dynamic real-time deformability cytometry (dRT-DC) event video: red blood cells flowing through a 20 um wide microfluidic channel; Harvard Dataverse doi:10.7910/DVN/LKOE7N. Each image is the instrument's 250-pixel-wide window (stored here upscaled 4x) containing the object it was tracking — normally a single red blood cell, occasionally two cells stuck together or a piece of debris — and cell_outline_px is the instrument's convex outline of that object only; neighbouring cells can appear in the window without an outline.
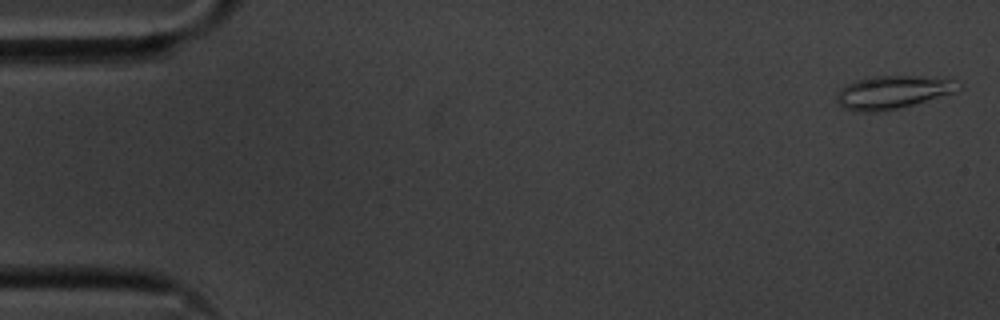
{"species": "common noctule bat (a hibernating species)", "species_latin": "Nyctalus noctula", "temperature_condition": "cold", "stored_images_in_passage": 10, "camera_frame_rate_fps": 3000, "um_per_image_px": 0.085, "animal": {"sex": "male", "body_mass_g": 20.1, "forearm_length_mm": 53.5}, "frame": {"image": 1, "passage_image": 2, "time_ms": 0.333, "image_size_px": [1000, 320], "cell_outline_px": [[964, 84], [952, 92], [912, 104], [880, 112], [860, 112], [844, 108], [836, 100], [836, 96], [840, 88], [856, 80], [876, 76], [916, 76], [952, 80]], "centroid_in_image_um": [75.81, 7.84], "position_along_channel_um": 9.2, "area_um2": 22.83}}